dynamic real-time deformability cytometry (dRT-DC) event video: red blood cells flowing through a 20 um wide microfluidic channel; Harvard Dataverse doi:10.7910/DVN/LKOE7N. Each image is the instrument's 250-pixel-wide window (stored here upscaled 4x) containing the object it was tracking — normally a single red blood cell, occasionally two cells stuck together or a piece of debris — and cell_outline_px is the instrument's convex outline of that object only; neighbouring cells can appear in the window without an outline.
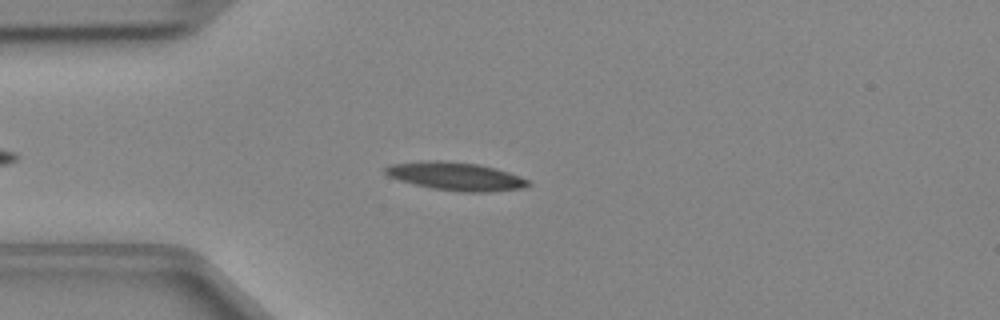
{"species": "Egyptian fruit bat (a non-hibernating species)", "species_latin": "Rousettus aegyptiacus", "temperature_condition": "cold", "stored_images_in_passage": 40, "camera_frame_rate_fps": 3000, "um_per_image_px": 0.085, "animal": {"sex": "female"}, "frame": {"image": 1, "passage_image": 8, "time_ms": 2.333, "image_size_px": [1000, 320], "cell_outline_px": [[532, 184], [520, 188], [488, 192], [460, 192], [432, 188], [400, 180], [388, 176], [384, 172], [384, 168], [392, 164], [436, 160], [440, 160], [476, 164], [496, 168], [520, 176], [528, 180]], "centroid_in_image_um": [38.76, 14.99], "position_along_channel_um": 46.2, "area_um2": 23.12}}
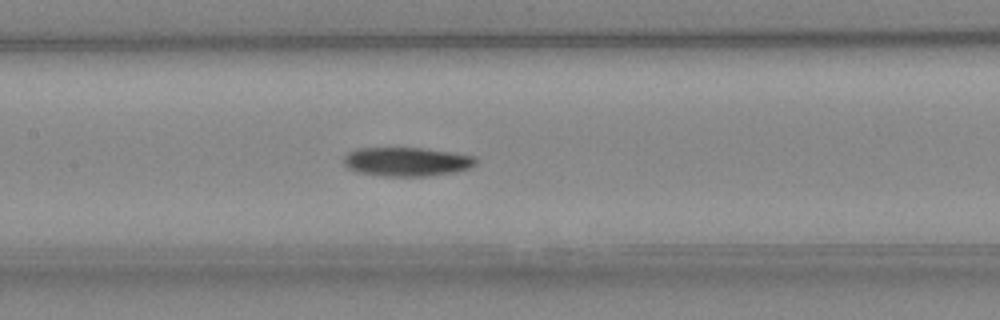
{"frame": {"image": 2, "passage_image": 18, "time_ms": 5.667, "image_size_px": [1000, 320], "cell_outline_px": [[476, 164], [468, 168], [456, 172], [424, 176], [384, 176], [356, 172], [348, 168], [344, 164], [344, 156], [348, 152], [356, 148], [420, 148], [476, 156]], "centroid_in_image_um": [34.54, 13.75], "position_along_channel_um": 172.9, "area_um2": 22.2}}
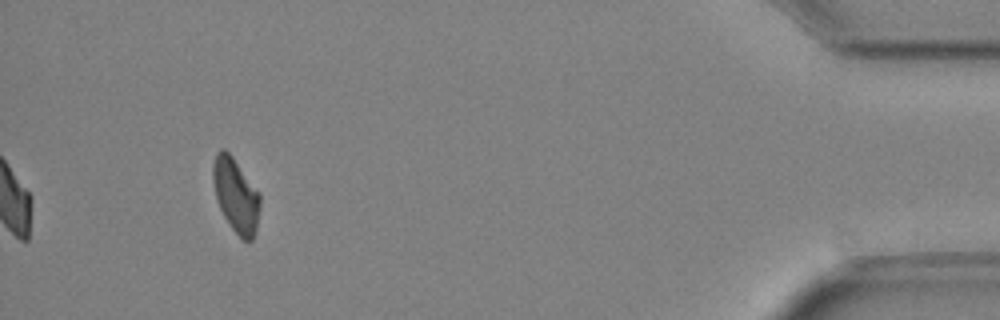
{"frame": {"image": 3, "passage_image": 40, "time_ms": 13.0, "image_size_px": [1000, 320], "cell_outline_px": [[260, 208], [256, 228], [252, 240], [244, 240], [228, 224], [216, 200], [212, 180], [212, 164], [216, 152], [220, 148], [224, 148], [232, 156], [260, 192]], "centroid_in_image_um": [20.03, 16.55], "position_along_channel_um": 415.2, "area_um2": 20.46}}